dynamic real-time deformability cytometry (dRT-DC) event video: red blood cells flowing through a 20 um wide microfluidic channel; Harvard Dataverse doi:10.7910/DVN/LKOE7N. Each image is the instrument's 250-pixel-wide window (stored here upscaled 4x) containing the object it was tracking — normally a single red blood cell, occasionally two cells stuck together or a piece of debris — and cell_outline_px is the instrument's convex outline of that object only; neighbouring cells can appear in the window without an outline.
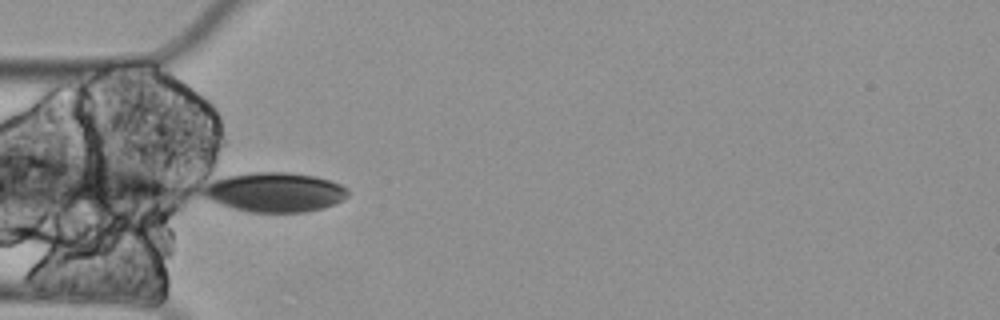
{"species": "Egyptian fruit bat (a non-hibernating species)", "species_latin": "Rousettus aegyptiacus", "temperature_condition": "cold", "stored_images_in_passage": 5, "camera_frame_rate_fps": 3000, "um_per_image_px": 0.085, "animal": {"sex": "female"}, "frame": {"image": 1, "passage_image": 2, "time_ms": 0.333, "image_size_px": [1000, 320], "cell_outline_px": [[348, 196], [324, 208], [304, 212], [252, 212], [220, 204], [196, 192], [200, 188], [216, 180], [228, 176], [252, 172], [288, 172], [316, 176], [340, 184], [348, 188]], "centroid_in_image_um": [23.34, 16.33], "position_along_channel_um": 61.7, "area_um2": 33.18}}
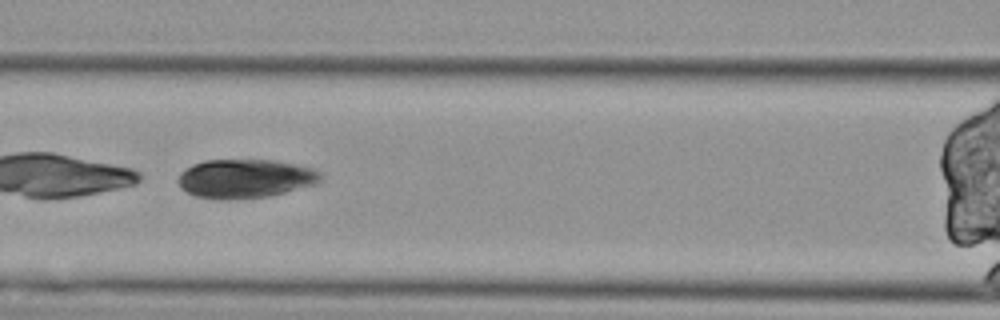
{"frame": {"image": 2, "passage_image": 4, "time_ms": 1.0, "image_size_px": [1000, 320], "cell_outline_px": [[320, 180], [316, 184], [268, 196], [228, 200], [224, 200], [196, 196], [180, 188], [176, 180], [180, 172], [192, 164], [204, 160], [272, 160], [296, 164], [312, 168], [320, 172]], "centroid_in_image_um": [20.79, 15.17], "position_along_channel_um": 145.8, "area_um2": 32.31}}